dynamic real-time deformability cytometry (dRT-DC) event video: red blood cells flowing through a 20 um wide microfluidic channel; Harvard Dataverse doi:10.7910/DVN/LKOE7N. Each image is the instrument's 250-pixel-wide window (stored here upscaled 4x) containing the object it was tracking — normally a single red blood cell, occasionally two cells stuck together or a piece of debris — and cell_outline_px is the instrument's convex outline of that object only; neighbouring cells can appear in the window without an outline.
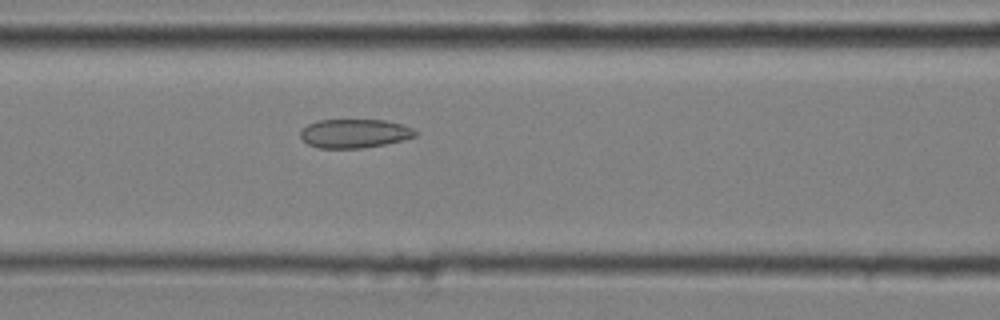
{"species": "common noctule bat (a hibernating species)", "species_latin": "Nyctalus noctula", "temperature_condition": "cold", "stored_images_in_passage": 48, "camera_frame_rate_fps": 3000, "um_per_image_px": 0.085, "animal": {"sex": "male", "body_mass_g": 20.4}, "frame": {"image": 1, "passage_image": 23, "time_ms": 7.333, "image_size_px": [1000, 320], "cell_outline_px": [[420, 132], [416, 136], [404, 140], [364, 148], [320, 148], [308, 144], [300, 136], [300, 132], [308, 124], [320, 120], [384, 120], [400, 124], [412, 128]], "centroid_in_image_um": [30.17, 11.35], "position_along_channel_um": 136.4, "area_um2": 19.25}}
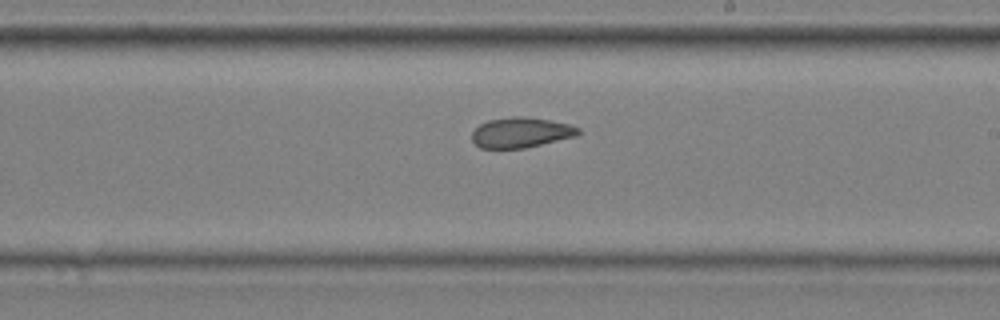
{"frame": {"image": 2, "passage_image": 32, "time_ms": 10.333, "image_size_px": [1000, 320], "cell_outline_px": [[580, 132], [576, 136], [524, 148], [480, 148], [472, 140], [472, 132], [480, 124], [488, 120], [512, 116], [524, 116], [548, 120], [568, 124], [580, 128]], "centroid_in_image_um": [44.26, 11.26], "position_along_channel_um": 244.7, "area_um2": 18.61}}
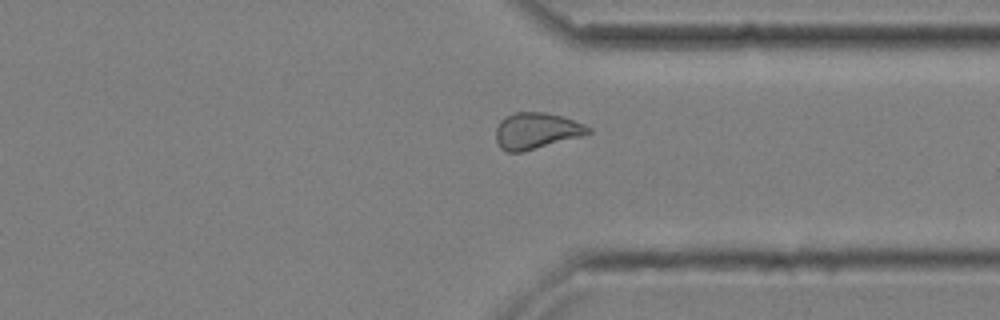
{"frame": {"image": 3, "passage_image": 42, "time_ms": 13.667, "image_size_px": [1000, 320], "cell_outline_px": [[592, 132], [584, 136], [520, 152], [508, 152], [500, 148], [496, 140], [496, 128], [500, 120], [504, 116], [516, 112], [544, 112], [564, 116], [584, 124], [592, 128]], "centroid_in_image_um": [45.61, 11.11], "position_along_channel_um": 365.8, "area_um2": 19.71}, "authors_computed_cell_mechanics": {"area_um2": 19.941, "velocity_mm_per_s": 3.62, "shape_relaxation_time_tau1_ms": null, "shape_relaxation_time_tau2_ms": 2.2742, "deformation_change_tau1": null, "deformation_change_tau2": 0.08}}